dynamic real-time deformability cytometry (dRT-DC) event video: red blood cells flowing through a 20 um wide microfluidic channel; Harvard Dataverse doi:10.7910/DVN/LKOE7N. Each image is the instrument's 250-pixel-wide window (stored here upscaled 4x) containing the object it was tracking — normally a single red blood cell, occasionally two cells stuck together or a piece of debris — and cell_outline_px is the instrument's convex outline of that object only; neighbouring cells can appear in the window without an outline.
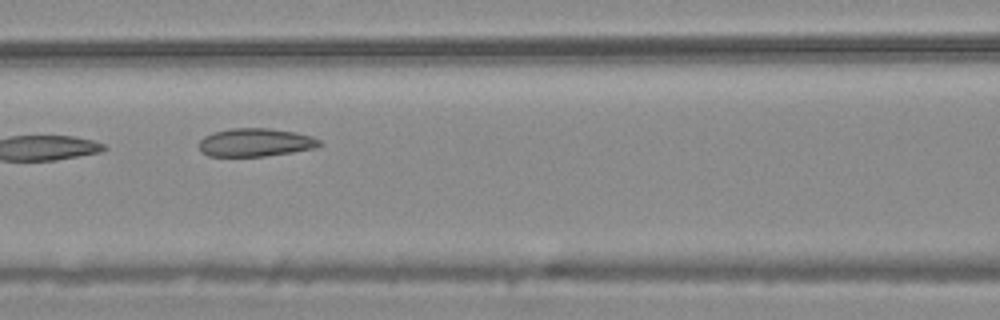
{"species": "common noctule bat (a hibernating species)", "species_latin": "Nyctalus noctula", "temperature_condition": "warm", "stored_images_in_passage": 7, "camera_frame_rate_fps": 3000, "um_per_image_px": 0.085, "animal": {"sex": "male", "body_mass_g": 20.4}, "frame": {"image": 1, "passage_image": 7, "time_ms": 2.0, "image_size_px": [1000, 320], "cell_outline_px": [[320, 144], [316, 148], [292, 152], [264, 156], [208, 156], [200, 152], [200, 140], [204, 136], [212, 132], [232, 128], [268, 128], [296, 132], [312, 136], [320, 140]], "centroid_in_image_um": [21.7, 12.1], "position_along_channel_um": 144.9, "area_um2": 19.83}}